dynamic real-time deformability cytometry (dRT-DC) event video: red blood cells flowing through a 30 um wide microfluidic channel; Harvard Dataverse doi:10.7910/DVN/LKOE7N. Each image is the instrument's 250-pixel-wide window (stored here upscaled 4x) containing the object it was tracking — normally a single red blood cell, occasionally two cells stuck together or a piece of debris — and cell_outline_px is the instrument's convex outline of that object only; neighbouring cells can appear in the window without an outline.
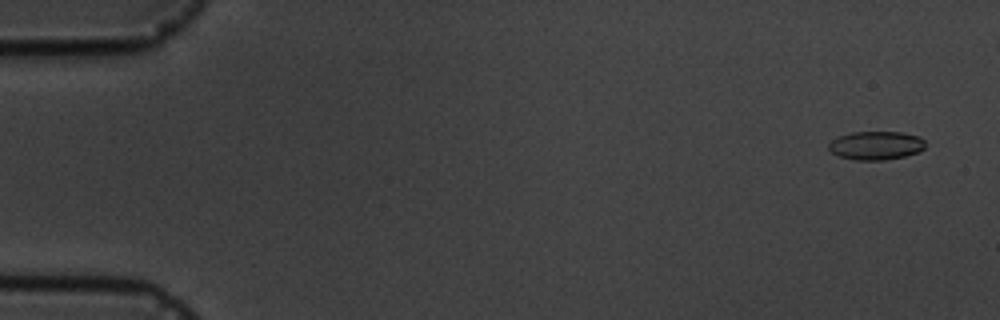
{"species": "common noctule bat (a hibernating species)", "species_latin": "Nyctalus noctula", "temperature_condition": "cold", "stored_images_in_passage": 6, "camera_frame_rate_fps": 3000, "um_per_image_px": 0.085, "animal": {"sex": "male", "body_mass_g": 19.5, "forearm_length_mm": 54.6}, "frame": {"image": 1, "passage_image": 1, "time_ms": 0.0, "image_size_px": [1000, 320], "cell_outline_px": [[924, 148], [920, 152], [904, 156], [884, 160], [856, 160], [840, 156], [832, 152], [828, 148], [828, 144], [832, 140], [840, 136], [852, 132], [900, 132], [920, 136], [924, 140]], "centroid_in_image_um": [74.48, 12.36], "position_along_channel_um": 10.5, "area_um2": 16.01}}